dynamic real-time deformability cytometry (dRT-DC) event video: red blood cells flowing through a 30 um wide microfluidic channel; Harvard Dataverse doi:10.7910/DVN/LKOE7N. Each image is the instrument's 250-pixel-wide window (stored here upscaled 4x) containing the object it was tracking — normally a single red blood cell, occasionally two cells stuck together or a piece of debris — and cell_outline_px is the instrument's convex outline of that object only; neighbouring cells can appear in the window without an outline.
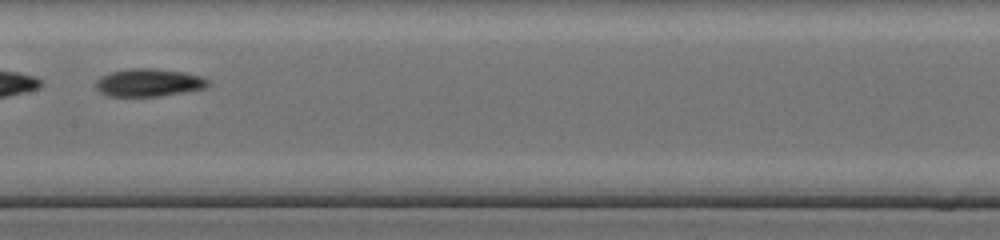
{"species": "common noctule bat (a hibernating species)", "species_latin": "Nyctalus noctula", "temperature_condition": "cold", "stored_images_in_passage": 33, "camera_frame_rate_fps": 3000, "um_per_image_px": 0.085, "animal": {"sex": "female", "body_mass_g": 17.0, "forearm_length_mm": 48.0}, "frame": {"image": 1, "passage_image": 10, "time_ms": 3.0, "image_size_px": [1000, 240], "cell_outline_px": [[208, 84], [204, 88], [184, 92], [160, 96], [108, 96], [100, 92], [96, 88], [96, 80], [100, 76], [112, 72], [128, 68], [152, 68], [180, 72], [200, 76], [208, 80]], "centroid_in_image_um": [12.59, 7.02], "position_along_channel_um": 194.8, "area_um2": 17.98}}